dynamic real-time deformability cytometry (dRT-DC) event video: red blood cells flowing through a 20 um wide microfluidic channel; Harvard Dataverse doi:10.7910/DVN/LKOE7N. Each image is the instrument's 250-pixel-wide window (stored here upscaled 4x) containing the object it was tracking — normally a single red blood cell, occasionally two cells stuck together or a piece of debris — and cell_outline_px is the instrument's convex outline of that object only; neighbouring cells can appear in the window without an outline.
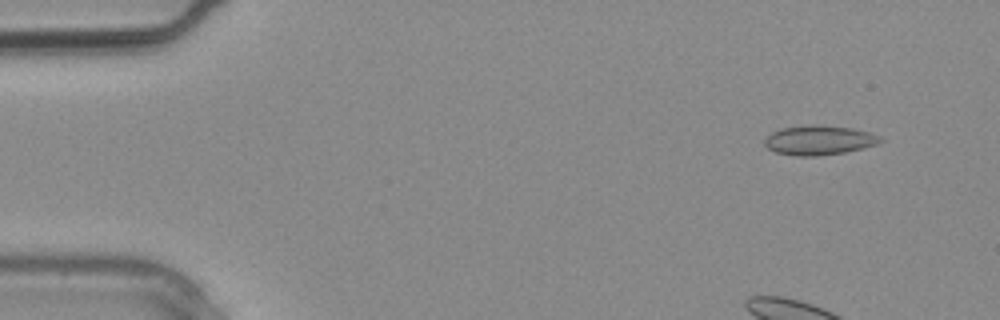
{"species": "common noctule bat (a hibernating species)", "species_latin": "Nyctalus noctula", "temperature_condition": "warm", "stored_images_in_passage": 5, "camera_frame_rate_fps": 3000, "um_per_image_px": 0.085, "animal": {"sex": "male", "body_mass_g": 20.4}, "frame": {"image": 1, "passage_image": 1, "time_ms": 0.0, "image_size_px": [1000, 320], "cell_outline_px": [[884, 140], [876, 144], [844, 152], [816, 156], [796, 156], [776, 152], [768, 148], [764, 144], [764, 140], [772, 132], [780, 128], [808, 124], [816, 124], [852, 128], [868, 132], [880, 136]], "centroid_in_image_um": [69.59, 11.9], "position_along_channel_um": 15.4, "area_um2": 19.83}}